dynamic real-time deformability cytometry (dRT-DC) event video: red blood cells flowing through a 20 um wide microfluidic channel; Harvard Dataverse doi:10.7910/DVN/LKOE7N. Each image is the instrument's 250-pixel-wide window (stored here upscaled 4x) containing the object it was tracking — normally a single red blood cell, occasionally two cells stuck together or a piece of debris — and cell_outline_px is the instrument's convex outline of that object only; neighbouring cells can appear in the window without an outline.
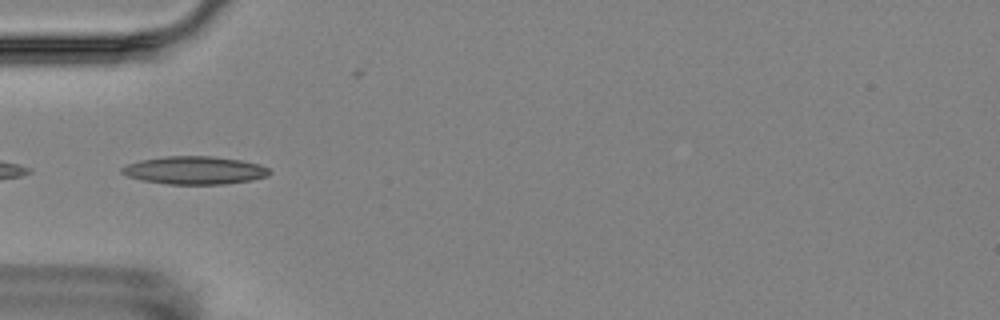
{"species": "Egyptian fruit bat (a non-hibernating species)", "species_latin": "Rousettus aegyptiacus", "temperature_condition": "room temperature", "stored_images_in_passage": 4, "camera_frame_rate_fps": 3000, "um_per_image_px": 0.085, "animal": {"sex": "female"}, "frame": {"image": 1, "passage_image": 4, "time_ms": 4.667, "image_size_px": [1000, 320], "cell_outline_px": [[272, 172], [268, 176], [252, 180], [224, 184], [168, 184], [140, 180], [128, 176], [120, 172], [120, 168], [128, 164], [140, 160], [168, 156], [212, 156], [240, 160], [260, 164], [268, 168]], "centroid_in_image_um": [16.55, 14.48], "position_along_channel_um": 68.4, "area_um2": 24.1}}